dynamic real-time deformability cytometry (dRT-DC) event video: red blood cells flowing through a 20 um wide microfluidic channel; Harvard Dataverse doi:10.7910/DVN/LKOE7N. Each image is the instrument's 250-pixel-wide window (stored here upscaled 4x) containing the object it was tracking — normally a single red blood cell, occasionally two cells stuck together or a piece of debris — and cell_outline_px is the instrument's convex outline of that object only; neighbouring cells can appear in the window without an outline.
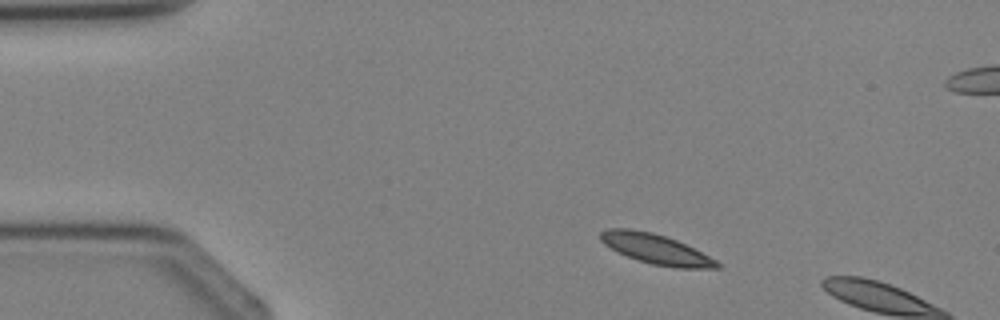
{"species": "Egyptian fruit bat (a non-hibernating species)", "species_latin": "Rousettus aegyptiacus", "temperature_condition": "cold", "stored_images_in_passage": 2, "camera_frame_rate_fps": 3000, "um_per_image_px": 0.085, "animal": {"sex": "female"}, "frame": {"image": 1, "passage_image": 1, "time_ms": 0.0, "image_size_px": [1000, 320], "cell_outline_px": [[720, 268], [676, 268], [652, 264], [636, 260], [604, 244], [600, 240], [600, 232], [608, 228], [628, 228], [652, 232], [676, 240], [716, 260], [720, 264]], "centroid_in_image_um": [55.73, 21.17], "position_along_channel_um": 29.3, "area_um2": 20.0}}